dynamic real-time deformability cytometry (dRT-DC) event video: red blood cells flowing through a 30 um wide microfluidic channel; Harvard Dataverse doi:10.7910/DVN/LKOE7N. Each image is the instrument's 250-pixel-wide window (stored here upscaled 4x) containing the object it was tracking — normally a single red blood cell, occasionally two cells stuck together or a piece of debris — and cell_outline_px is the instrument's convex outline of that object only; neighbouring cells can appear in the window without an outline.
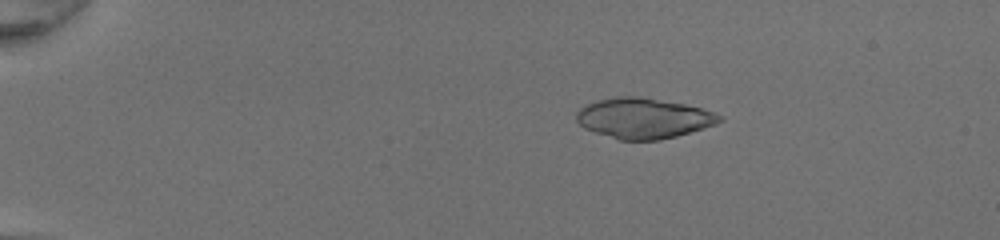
{"species": "common noctule bat (a hibernating species)", "species_latin": "Nyctalus noctula", "temperature_condition": "room temperature", "stored_images_in_passage": 50, "camera_frame_rate_fps": 3000, "um_per_image_px": 0.085, "animal": {"sex": "female", "body_mass_g": 20.0, "forearm_length_mm": 54.0}, "frame": {"image": 1, "passage_image": 11, "time_ms": 3.333, "image_size_px": [1000, 240], "cell_outline_px": [[724, 120], [716, 124], [704, 128], [676, 136], [660, 140], [620, 140], [584, 128], [576, 120], [576, 112], [580, 108], [596, 100], [616, 96], [636, 96], [684, 104], [716, 112], [724, 116]], "centroid_in_image_um": [54.72, 10.05], "position_along_channel_um": 30.3, "area_um2": 33.64}}
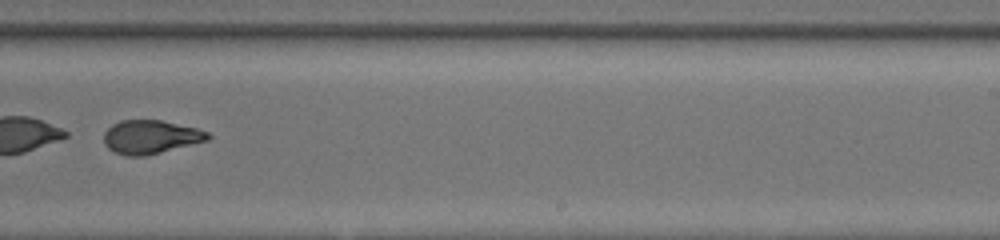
{"frame": {"image": 2, "passage_image": 35, "time_ms": 11.333, "image_size_px": [1000, 240], "cell_outline_px": [[212, 136], [208, 140], [144, 156], [124, 156], [108, 148], [104, 144], [104, 132], [112, 124], [120, 120], [160, 120], [196, 128], [208, 132]], "centroid_in_image_um": [12.78, 11.64], "position_along_channel_um": 276.2, "area_um2": 20.23}}